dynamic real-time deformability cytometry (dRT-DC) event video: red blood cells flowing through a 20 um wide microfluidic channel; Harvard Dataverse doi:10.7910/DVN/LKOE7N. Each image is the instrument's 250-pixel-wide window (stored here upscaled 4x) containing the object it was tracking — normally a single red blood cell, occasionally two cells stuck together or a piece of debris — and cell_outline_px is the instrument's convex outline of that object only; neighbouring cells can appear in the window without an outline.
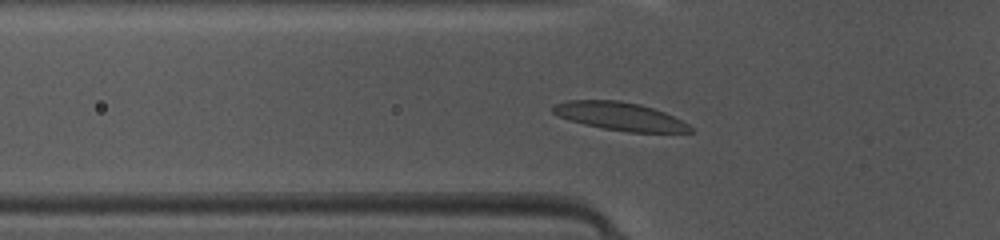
{"species": "common noctule bat (a hibernating species)", "species_latin": "Nyctalus noctula", "temperature_condition": "warm", "stored_images_in_passage": 44, "camera_frame_rate_fps": 3000, "um_per_image_px": 0.085, "animal": {"sex": "female", "body_mass_g": 10.0, "forearm_length_mm": 53.1}, "frame": {"image": 1, "passage_image": 12, "time_ms": 3.667, "image_size_px": [1000, 240], "cell_outline_px": [[692, 132], [628, 132], [604, 128], [584, 124], [568, 120], [552, 112], [552, 108], [556, 104], [568, 100], [620, 100], [640, 104], [664, 112], [688, 124], [692, 128]], "centroid_in_image_um": [52.68, 9.88], "position_along_channel_um": 73.1, "area_um2": 22.25}}
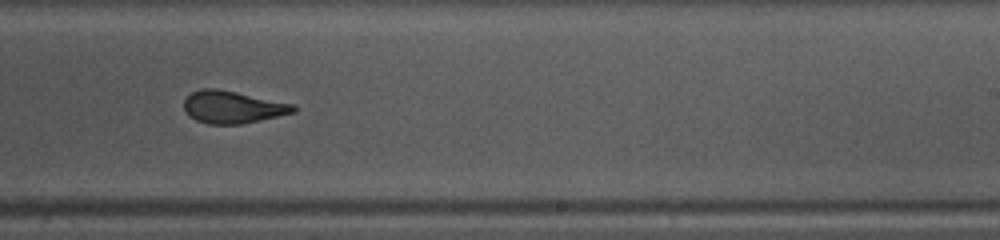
{"frame": {"image": 2, "passage_image": 26, "time_ms": 8.333, "image_size_px": [1000, 240], "cell_outline_px": [[296, 112], [260, 120], [240, 124], [208, 124], [196, 120], [188, 116], [184, 112], [184, 100], [192, 92], [200, 88], [216, 88], [236, 92], [292, 104], [296, 108]], "centroid_in_image_um": [19.72, 9.1], "position_along_channel_um": 269.3, "area_um2": 20.52}}
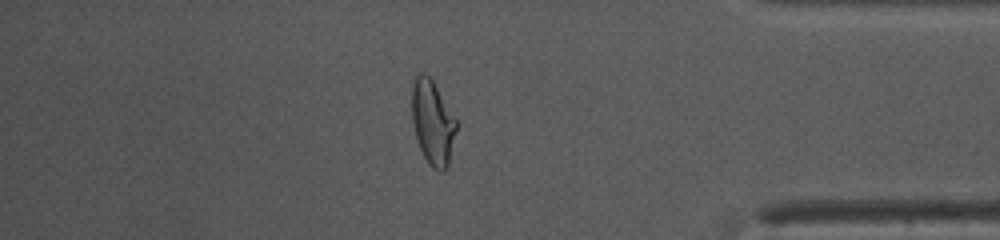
{"frame": {"image": 3, "passage_image": 37, "time_ms": 12.0, "image_size_px": [1000, 240], "cell_outline_px": [[460, 124], [448, 164], [444, 172], [440, 172], [432, 168], [428, 164], [420, 148], [416, 136], [412, 120], [412, 84], [416, 76], [420, 72], [424, 72], [432, 80], [456, 116]], "centroid_in_image_um": [36.82, 10.42], "position_along_channel_um": 398.4, "area_um2": 22.37}, "authors_computed_cell_mechanics": {"area_um2": 21.2704, "velocity_mm_per_s": 4.184, "shape_relaxation_time_tau1_ms": 9.8301, "shape_relaxation_time_tau2_ms": 1.2001, "deformation_change_tau1": 0.2995, "deformation_change_tau2": 0.0835}}